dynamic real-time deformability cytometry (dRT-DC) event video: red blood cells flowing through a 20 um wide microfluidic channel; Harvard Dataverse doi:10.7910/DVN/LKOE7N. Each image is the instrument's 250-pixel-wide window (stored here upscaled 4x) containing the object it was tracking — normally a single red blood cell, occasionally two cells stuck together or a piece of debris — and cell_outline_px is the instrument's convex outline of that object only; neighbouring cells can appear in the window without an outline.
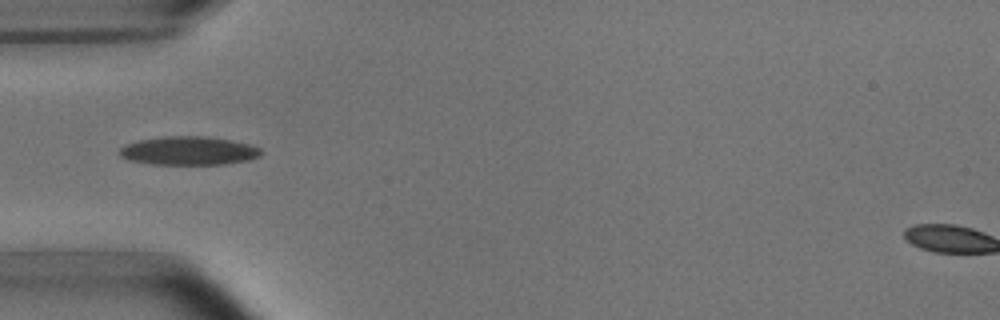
{"species": "common noctule bat (a hibernating species)", "species_latin": "Nyctalus noctula", "temperature_condition": "room temperature", "stored_images_in_passage": 7, "camera_frame_rate_fps": 3000, "um_per_image_px": 0.085, "animal": {"sex": "male", "body_mass_g": 15.6}, "frame": {"image": 1, "passage_image": 5, "time_ms": 5.0, "image_size_px": [1000, 320], "cell_outline_px": [[264, 152], [260, 156], [248, 160], [224, 164], [148, 164], [128, 160], [120, 156], [120, 148], [124, 144], [140, 140], [164, 136], [204, 136], [232, 140], [248, 144], [260, 148]], "centroid_in_image_um": [16.03, 12.81], "position_along_channel_um": 69.0, "area_um2": 23.64}}
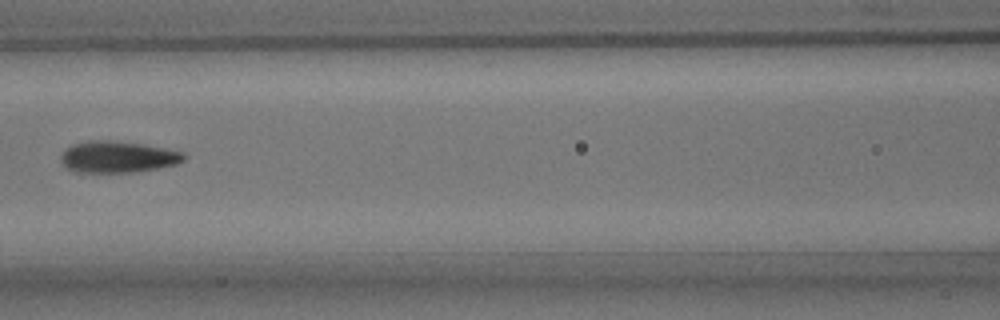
{"frame": {"image": 2, "passage_image": 7, "time_ms": 7.333, "image_size_px": [1000, 320], "cell_outline_px": [[188, 156], [184, 160], [176, 164], [156, 168], [132, 172], [76, 172], [68, 168], [60, 160], [60, 156], [72, 144], [88, 140], [112, 140], [144, 144], [184, 152]], "centroid_in_image_um": [10.02, 13.32], "position_along_channel_um": 156.6, "area_um2": 22.54}}